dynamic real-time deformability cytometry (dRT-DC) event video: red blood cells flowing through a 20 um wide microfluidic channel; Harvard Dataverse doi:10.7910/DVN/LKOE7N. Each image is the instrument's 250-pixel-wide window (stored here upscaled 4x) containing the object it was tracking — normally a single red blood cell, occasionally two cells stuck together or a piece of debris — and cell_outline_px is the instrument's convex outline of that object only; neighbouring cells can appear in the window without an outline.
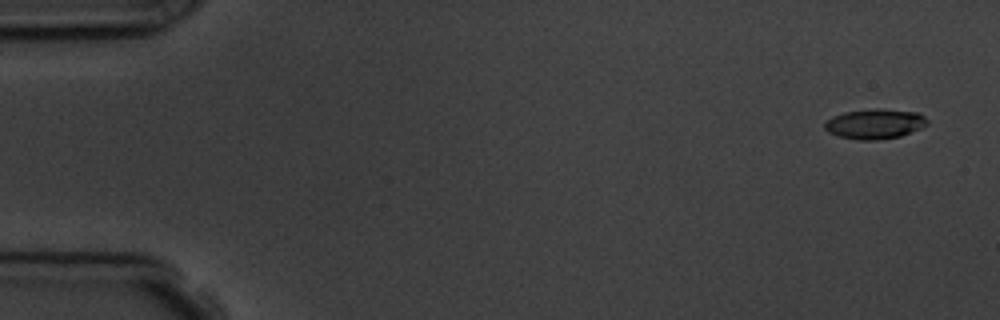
{"species": "common noctule bat (a hibernating species)", "species_latin": "Nyctalus noctula", "temperature_condition": "room temperature", "stored_images_in_passage": 6, "camera_frame_rate_fps": 3000, "um_per_image_px": 0.085, "animal": {"sex": "male", "body_mass_g": 19.5, "forearm_length_mm": 54.6}, "frame": {"image": 1, "passage_image": 1, "time_ms": 0.0, "image_size_px": [1000, 320], "cell_outline_px": [[928, 124], [920, 128], [900, 136], [876, 140], [860, 140], [840, 136], [828, 132], [824, 128], [824, 124], [832, 116], [844, 112], [876, 108], [916, 112], [924, 116], [928, 120]], "centroid_in_image_um": [74.35, 10.52], "position_along_channel_um": 10.6, "area_um2": 17.74}}
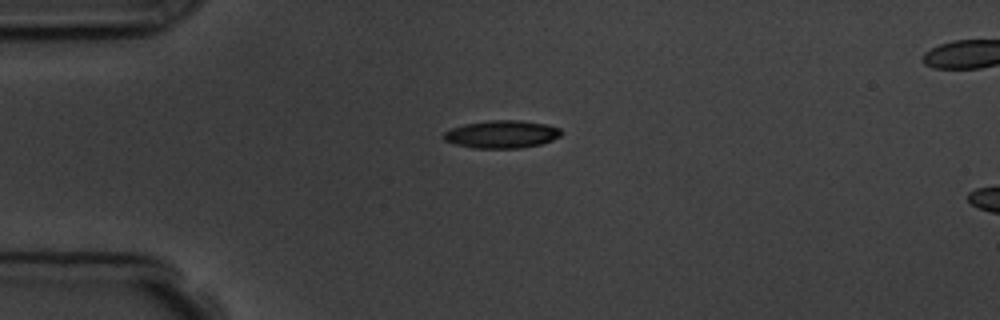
{"frame": {"image": 2, "passage_image": 4, "time_ms": 3.667, "image_size_px": [1000, 320], "cell_outline_px": [[564, 132], [560, 136], [552, 140], [540, 144], [520, 148], [476, 148], [456, 144], [444, 140], [440, 136], [444, 132], [452, 128], [464, 124], [488, 120], [520, 120], [548, 124], [560, 128]], "centroid_in_image_um": [42.66, 11.4], "position_along_channel_um": 42.3, "area_um2": 19.13}}